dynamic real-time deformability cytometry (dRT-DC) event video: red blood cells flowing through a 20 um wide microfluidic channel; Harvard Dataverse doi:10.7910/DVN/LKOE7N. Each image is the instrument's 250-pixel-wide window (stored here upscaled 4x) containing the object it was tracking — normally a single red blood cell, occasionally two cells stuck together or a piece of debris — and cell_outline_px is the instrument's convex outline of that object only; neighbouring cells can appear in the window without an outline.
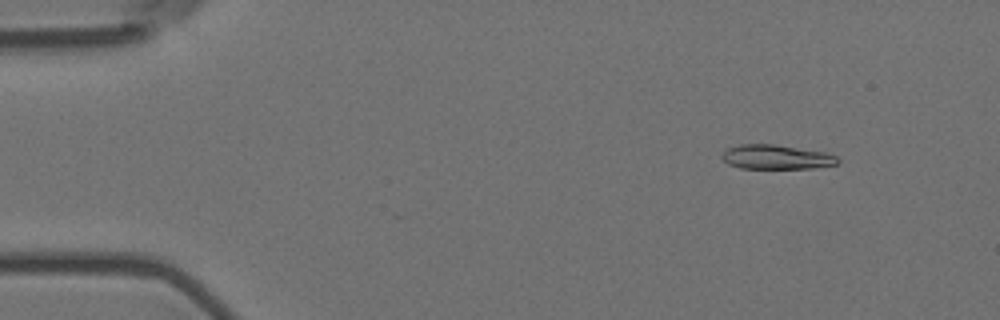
{"species": "Egyptian fruit bat (a non-hibernating species)", "species_latin": "Rousettus aegyptiacus", "temperature_condition": "room temperature", "stored_images_in_passage": 44, "camera_frame_rate_fps": 3000, "um_per_image_px": 0.085, "animal": {"sex": "female"}, "frame": {"image": 1, "passage_image": 6, "time_ms": 1.667, "image_size_px": [1000, 320], "cell_outline_px": [[840, 160], [836, 164], [812, 168], [740, 168], [728, 164], [720, 156], [724, 148], [740, 144], [772, 144], [824, 152], [836, 156]], "centroid_in_image_um": [65.92, 13.34], "position_along_channel_um": 19.1, "area_um2": 16.42}}
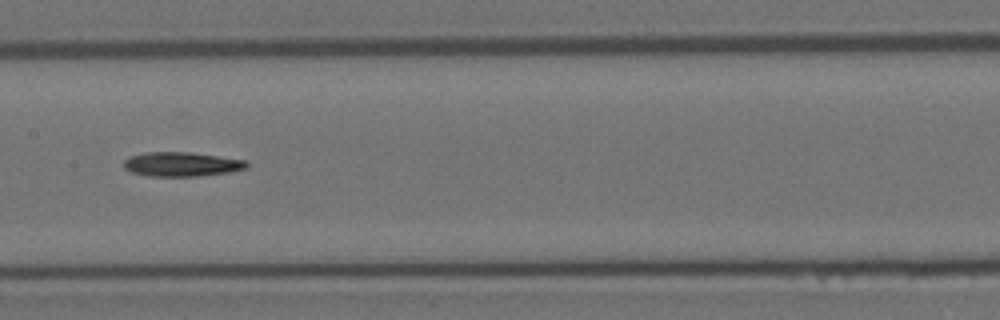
{"frame": {"image": 2, "passage_image": 28, "time_ms": 9.0, "image_size_px": [1000, 320], "cell_outline_px": [[248, 168], [228, 172], [196, 176], [148, 176], [132, 172], [124, 168], [124, 160], [128, 156], [144, 152], [188, 152], [248, 160]], "centroid_in_image_um": [15.42, 13.95], "position_along_channel_um": 192.0, "area_um2": 17.46}}
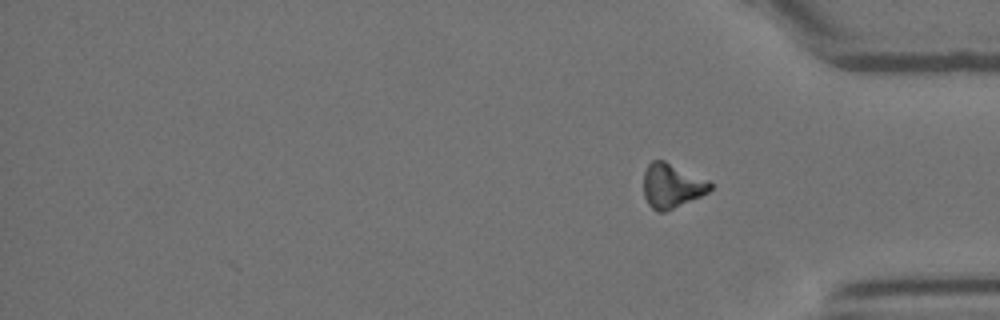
{"frame": {"image": 3, "passage_image": 44, "time_ms": 14.333, "image_size_px": [1000, 320], "cell_outline_px": [[712, 188], [708, 192], [700, 196], [664, 212], [656, 212], [648, 204], [644, 196], [644, 172], [648, 164], [652, 160], [664, 160], [708, 180], [712, 184]], "centroid_in_image_um": [57.08, 15.79], "position_along_channel_um": 378.1, "area_um2": 17.11}}